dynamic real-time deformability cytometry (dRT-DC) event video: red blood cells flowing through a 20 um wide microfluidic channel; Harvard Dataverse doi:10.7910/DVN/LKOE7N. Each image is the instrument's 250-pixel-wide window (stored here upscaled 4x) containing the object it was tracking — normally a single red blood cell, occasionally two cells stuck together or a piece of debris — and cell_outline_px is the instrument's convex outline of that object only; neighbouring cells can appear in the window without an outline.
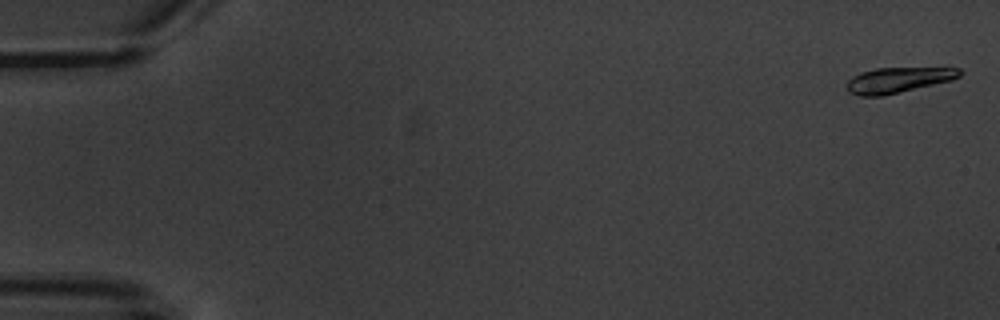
{"species": "common noctule bat (a hibernating species)", "species_latin": "Nyctalus noctula", "temperature_condition": "warm", "stored_images_in_passage": 6, "camera_frame_rate_fps": 3000, "um_per_image_px": 0.085, "animal": {"sex": "male", "body_mass_g": 20.1, "forearm_length_mm": 53.5}, "frame": {"image": 1, "passage_image": 1, "time_ms": 0.0, "image_size_px": [1000, 320], "cell_outline_px": [[964, 72], [960, 76], [952, 80], [884, 96], [860, 96], [848, 92], [848, 80], [852, 76], [860, 72], [876, 68], [960, 68]], "centroid_in_image_um": [76.35, 6.8], "position_along_channel_um": 8.7, "area_um2": 16.76}}
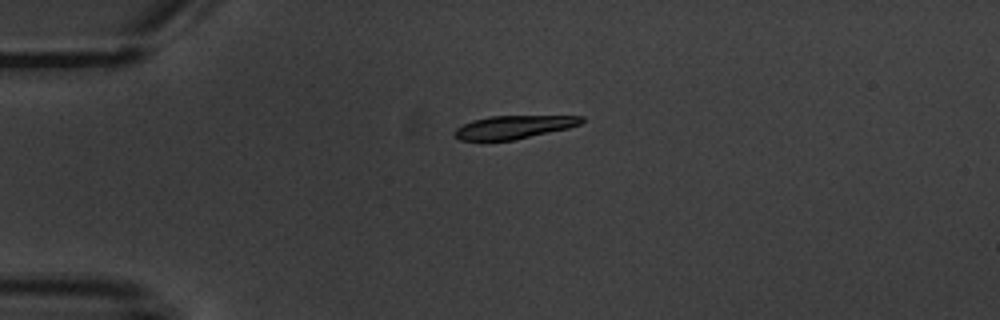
{"frame": {"image": 2, "passage_image": 4, "time_ms": 4.333, "image_size_px": [1000, 320], "cell_outline_px": [[584, 120], [580, 124], [568, 128], [512, 140], [460, 140], [452, 132], [456, 128], [472, 120], [488, 116], [584, 116]], "centroid_in_image_um": [43.65, 10.79], "position_along_channel_um": 41.4, "area_um2": 16.94}}